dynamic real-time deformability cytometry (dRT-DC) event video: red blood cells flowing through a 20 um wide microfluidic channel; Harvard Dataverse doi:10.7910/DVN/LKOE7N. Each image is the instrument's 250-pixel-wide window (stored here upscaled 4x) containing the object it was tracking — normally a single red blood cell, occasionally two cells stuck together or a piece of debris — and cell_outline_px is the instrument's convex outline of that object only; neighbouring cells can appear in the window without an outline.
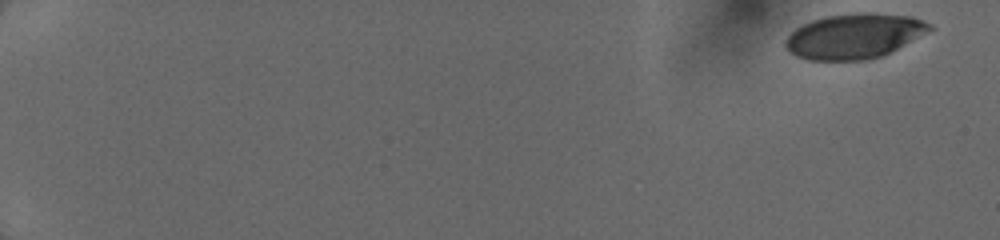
{"species": "human", "species_latin": "Homo sapiens", "temperature_condition": "cold", "stored_images_in_passage": 14, "camera_frame_rate_fps": 3000, "um_per_image_px": 0.085, "donor": {"sex": "female"}, "frame": {"image": 1, "passage_image": 1, "time_ms": 0.0, "image_size_px": [1000, 240], "cell_outline_px": [[936, 28], [884, 56], [868, 60], [808, 60], [796, 56], [784, 44], [784, 40], [796, 28], [812, 20], [824, 16], [856, 12], [872, 12], [912, 16], [924, 20], [932, 24]], "centroid_in_image_um": [72.68, 3.06], "position_along_channel_um": 12.3, "area_um2": 38.32}}
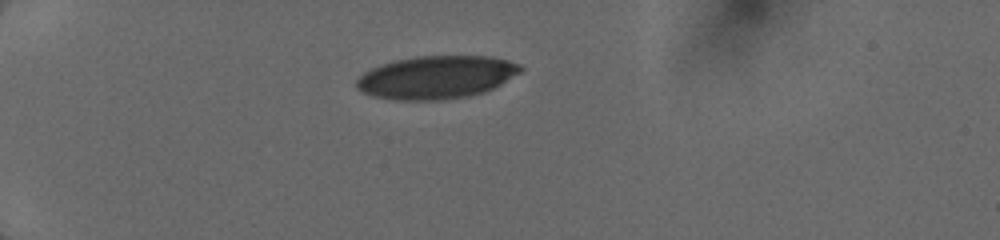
{"frame": {"image": 2, "passage_image": 11, "time_ms": 4.667, "image_size_px": [1000, 240], "cell_outline_px": [[524, 68], [520, 72], [500, 84], [484, 92], [468, 96], [444, 100], [392, 100], [372, 96], [360, 92], [356, 88], [356, 80], [364, 72], [372, 68], [396, 60], [416, 56], [492, 56], [508, 60], [520, 64]], "centroid_in_image_um": [37.08, 6.57], "position_along_channel_um": 47.9, "area_um2": 41.15}}